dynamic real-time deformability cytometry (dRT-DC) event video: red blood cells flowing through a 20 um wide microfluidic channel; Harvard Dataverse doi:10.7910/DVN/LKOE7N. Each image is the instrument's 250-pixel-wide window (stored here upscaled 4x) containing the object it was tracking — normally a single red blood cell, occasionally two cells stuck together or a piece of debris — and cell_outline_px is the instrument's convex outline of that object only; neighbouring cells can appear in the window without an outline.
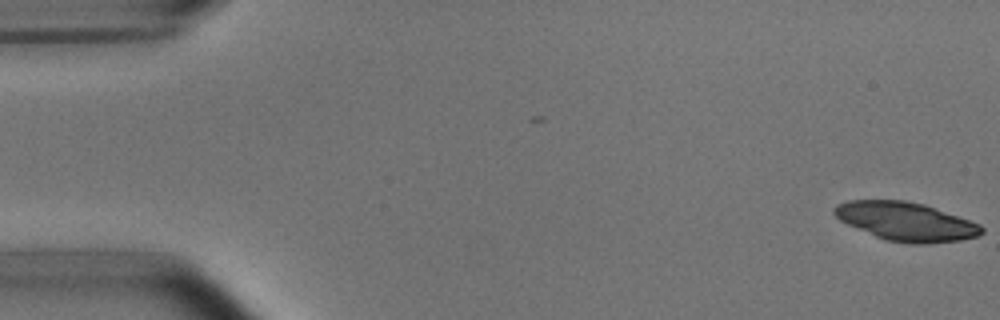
{"species": "common noctule bat (a hibernating species)", "species_latin": "Nyctalus noctula", "temperature_condition": "room temperature", "stored_images_in_passage": 4, "camera_frame_rate_fps": 3000, "um_per_image_px": 0.085, "animal": {"sex": "male", "body_mass_g": 15.6}, "frame": {"image": 1, "passage_image": 1, "time_ms": 0.0, "image_size_px": [1000, 320], "cell_outline_px": [[984, 232], [976, 236], [960, 240], [924, 244], [912, 244], [884, 240], [848, 224], [840, 220], [832, 212], [832, 208], [836, 204], [848, 200], [904, 200], [924, 204], [980, 224], [984, 228]], "centroid_in_image_um": [76.98, 18.82], "position_along_channel_um": 8.0, "area_um2": 33.06}}